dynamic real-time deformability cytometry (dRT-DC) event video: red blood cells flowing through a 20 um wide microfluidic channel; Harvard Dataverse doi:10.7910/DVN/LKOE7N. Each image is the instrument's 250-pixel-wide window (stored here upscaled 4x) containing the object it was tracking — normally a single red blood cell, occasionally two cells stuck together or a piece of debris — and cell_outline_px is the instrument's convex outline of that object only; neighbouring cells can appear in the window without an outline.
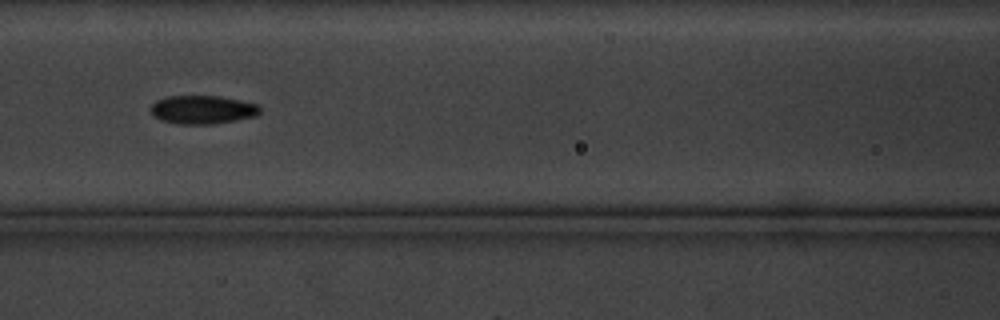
{"species": "common noctule bat (a hibernating species)", "species_latin": "Nyctalus noctula", "temperature_condition": "cold", "stored_images_in_passage": 11, "camera_frame_rate_fps": 3000, "um_per_image_px": 0.085, "animal": {"sex": "male", "body_mass_g": 20.1, "forearm_length_mm": 53.5}, "frame": {"image": 1, "passage_image": 7, "time_ms": 8.0, "image_size_px": [1000, 320], "cell_outline_px": [[260, 112], [256, 116], [236, 120], [212, 124], [176, 124], [160, 120], [152, 116], [152, 104], [156, 100], [168, 96], [220, 96], [240, 100], [256, 104], [260, 108]], "centroid_in_image_um": [17.2, 9.33], "position_along_channel_um": 149.4, "area_um2": 18.15}}
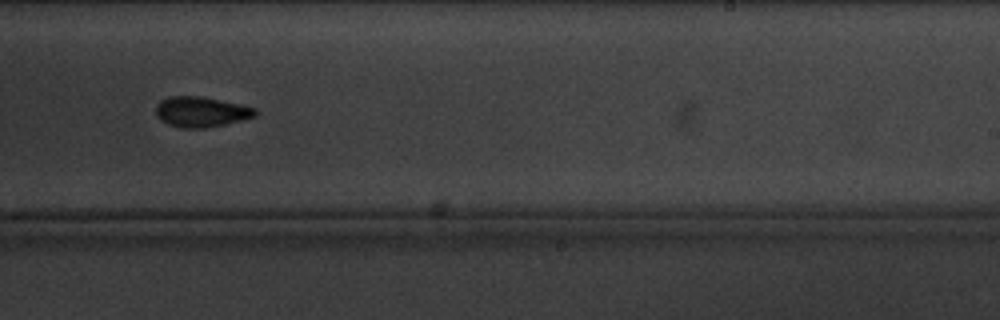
{"frame": {"image": 2, "passage_image": 10, "time_ms": 11.667, "image_size_px": [1000, 320], "cell_outline_px": [[256, 116], [224, 124], [204, 128], [180, 128], [168, 124], [160, 120], [156, 116], [156, 104], [160, 100], [168, 96], [204, 96], [256, 108]], "centroid_in_image_um": [17.04, 9.5], "position_along_channel_um": 272.0, "area_um2": 17.63}}